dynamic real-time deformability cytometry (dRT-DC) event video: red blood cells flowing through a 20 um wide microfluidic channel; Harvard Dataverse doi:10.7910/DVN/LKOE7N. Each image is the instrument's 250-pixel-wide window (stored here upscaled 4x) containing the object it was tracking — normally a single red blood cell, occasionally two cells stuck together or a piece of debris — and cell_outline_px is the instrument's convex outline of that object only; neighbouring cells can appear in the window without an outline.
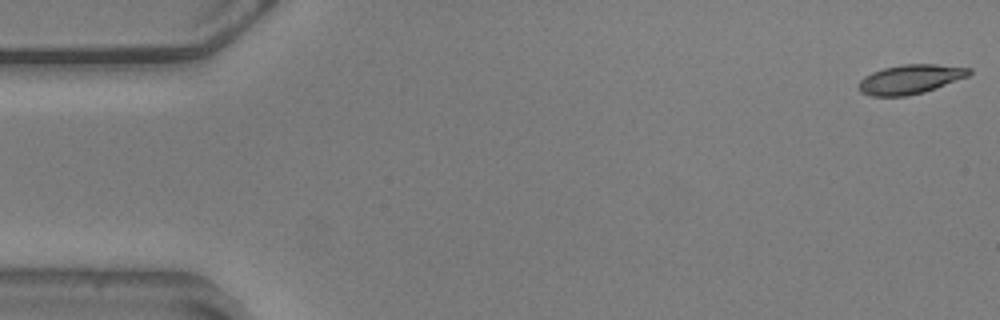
{"species": "common noctule bat (a hibernating species)", "species_latin": "Nyctalus noctula", "temperature_condition": "warm", "stored_images_in_passage": 56, "camera_frame_rate_fps": 3000, "um_per_image_px": 0.085, "animal": {"sex": "male", "body_mass_g": 20.5, "forearm_length_mm": 52.5}, "frame": {"image": 1, "passage_image": 1, "time_ms": 0.0, "image_size_px": [1000, 320], "cell_outline_px": [[972, 72], [968, 76], [936, 88], [924, 92], [908, 96], [872, 96], [860, 92], [856, 88], [856, 84], [864, 76], [872, 72], [884, 68], [900, 64], [936, 64], [972, 68]], "centroid_in_image_um": [77.34, 6.74], "position_along_channel_um": 7.7, "area_um2": 19.07}}
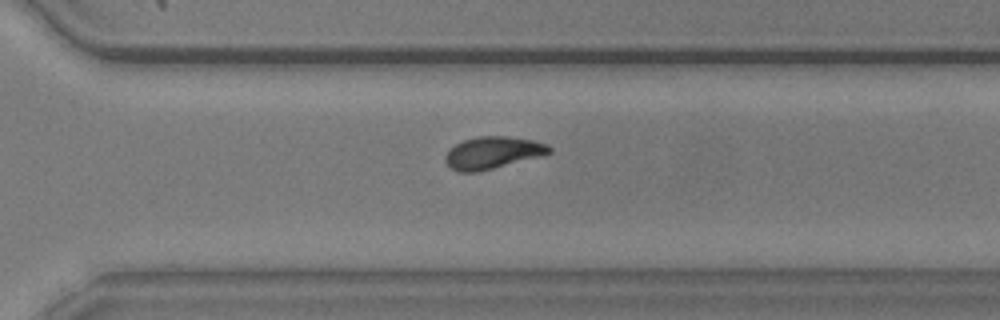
{"frame": {"image": 2, "passage_image": 39, "time_ms": 12.667, "image_size_px": [1000, 320], "cell_outline_px": [[552, 152], [544, 156], [476, 172], [456, 172], [444, 160], [444, 156], [456, 144], [464, 140], [476, 136], [508, 136], [532, 140], [548, 144], [552, 148]], "centroid_in_image_um": [41.92, 12.98], "position_along_channel_um": 328.7, "area_um2": 19.54}}
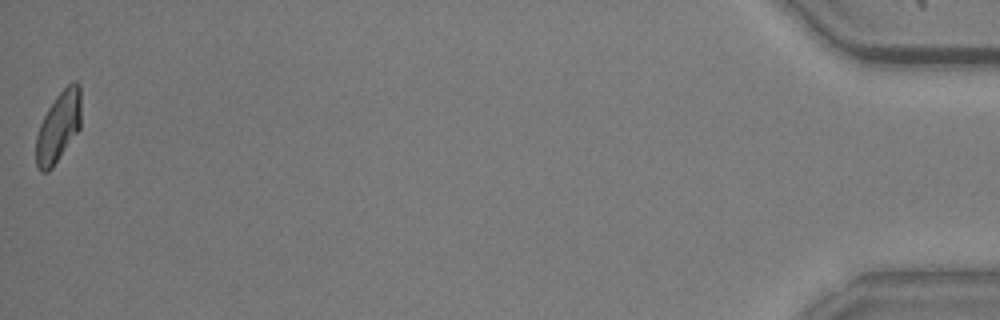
{"frame": {"image": 3, "passage_image": 56, "time_ms": 18.333, "image_size_px": [1000, 320], "cell_outline_px": [[80, 128], [52, 168], [48, 172], [40, 172], [36, 164], [36, 136], [40, 124], [48, 108], [56, 96], [72, 80], [76, 80], [80, 84]], "centroid_in_image_um": [4.97, 10.77], "position_along_channel_um": 430.2, "area_um2": 18.44}, "authors_computed_cell_mechanics": {"area_um2": 19.363, "velocity_mm_per_s": 3.5781, "shape_relaxation_time_tau1_ms": 3.6417, "shape_relaxation_time_tau2_ms": 4.2, "deformation_change_tau1": 0.1539, "deformation_change_tau2": 0.0802}}